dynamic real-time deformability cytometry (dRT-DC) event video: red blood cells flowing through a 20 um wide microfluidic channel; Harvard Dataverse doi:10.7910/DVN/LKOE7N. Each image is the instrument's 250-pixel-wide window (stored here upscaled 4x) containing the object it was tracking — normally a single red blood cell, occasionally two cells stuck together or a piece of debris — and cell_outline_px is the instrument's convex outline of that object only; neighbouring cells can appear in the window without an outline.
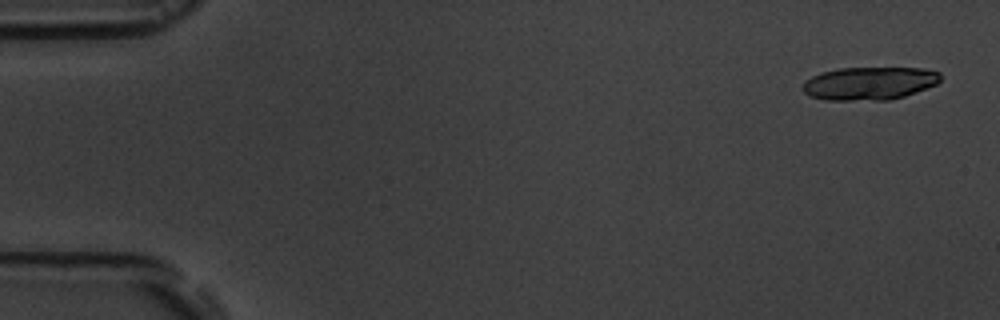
{"species": "common noctule bat (a hibernating species)", "species_latin": "Nyctalus noctula", "temperature_condition": "room temperature", "stored_images_in_passage": 5, "camera_frame_rate_fps": 3000, "um_per_image_px": 0.085, "animal": {"sex": "male", "body_mass_g": 19.5, "forearm_length_mm": 54.6}, "frame": {"image": 1, "passage_image": 1, "time_ms": 0.0, "image_size_px": [1000, 320], "cell_outline_px": [[940, 80], [936, 84], [904, 96], [888, 100], [824, 100], [808, 96], [800, 88], [804, 80], [820, 72], [840, 68], [924, 68], [940, 72]], "centroid_in_image_um": [73.83, 7.08], "position_along_channel_um": 11.2, "area_um2": 26.7}}